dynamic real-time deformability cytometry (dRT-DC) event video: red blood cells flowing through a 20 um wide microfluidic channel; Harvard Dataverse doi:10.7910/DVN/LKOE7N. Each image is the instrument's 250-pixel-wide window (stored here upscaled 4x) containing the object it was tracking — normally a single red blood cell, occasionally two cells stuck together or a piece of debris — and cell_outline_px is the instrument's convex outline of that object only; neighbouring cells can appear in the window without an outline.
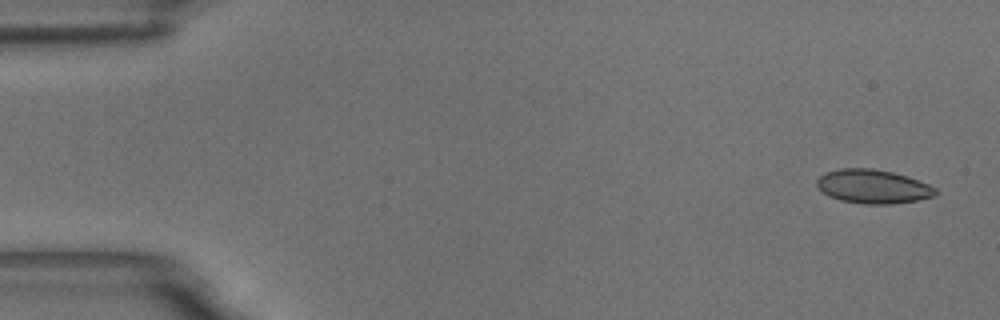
{"species": "common noctule bat (a hibernating species)", "species_latin": "Nyctalus noctula", "temperature_condition": "room temperature", "stored_images_in_passage": 5, "camera_frame_rate_fps": 3000, "um_per_image_px": 0.085, "animal": {"sex": "male", "body_mass_g": 18.8}, "frame": {"image": 1, "passage_image": 1, "time_ms": 0.0, "image_size_px": [1000, 320], "cell_outline_px": [[936, 196], [916, 200], [892, 204], [864, 204], [840, 200], [828, 196], [816, 184], [816, 180], [824, 172], [840, 168], [872, 168], [892, 172], [928, 184], [936, 188]], "centroid_in_image_um": [74.17, 15.85], "position_along_channel_um": 10.8, "area_um2": 23.29}}
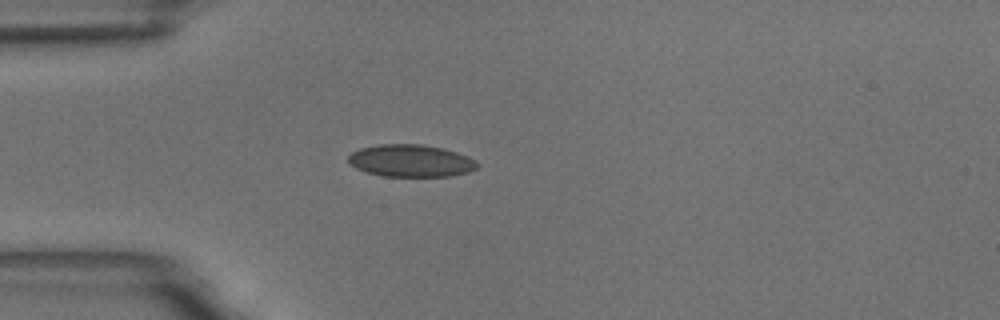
{"frame": {"image": 2, "passage_image": 5, "time_ms": 4.333, "image_size_px": [1000, 320], "cell_outline_px": [[480, 164], [476, 168], [468, 172], [452, 176], [384, 176], [368, 172], [356, 168], [348, 164], [348, 156], [352, 152], [360, 148], [380, 144], [420, 144], [444, 148], [468, 156], [476, 160]], "centroid_in_image_um": [34.93, 13.66], "position_along_channel_um": 50.1, "area_um2": 24.33}}